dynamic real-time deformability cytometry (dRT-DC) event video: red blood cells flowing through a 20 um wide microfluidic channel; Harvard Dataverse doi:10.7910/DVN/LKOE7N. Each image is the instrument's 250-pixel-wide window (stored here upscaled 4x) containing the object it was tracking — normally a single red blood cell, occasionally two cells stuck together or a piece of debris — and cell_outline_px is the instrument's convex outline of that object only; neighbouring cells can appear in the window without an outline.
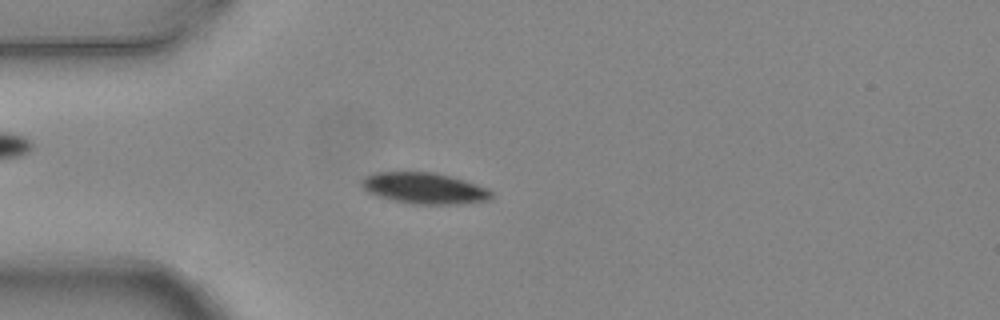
{"species": "common noctule bat (a hibernating species)", "species_latin": "Nyctalus noctula", "temperature_condition": "warm", "stored_images_in_passage": 3, "camera_frame_rate_fps": 3000, "um_per_image_px": 0.085, "animal": {"sex": "female", "body_mass_g": 24.6, "forearm_length_mm": 56.2}, "frame": {"image": 1, "passage_image": 3, "time_ms": 0.667, "image_size_px": [1000, 320], "cell_outline_px": [[492, 196], [488, 200], [460, 204], [412, 204], [376, 196], [368, 192], [360, 184], [360, 180], [364, 176], [376, 172], [432, 172], [464, 180], [488, 188], [492, 192]], "centroid_in_image_um": [36.04, 16.0], "position_along_channel_um": 49.0, "area_um2": 23.52}}